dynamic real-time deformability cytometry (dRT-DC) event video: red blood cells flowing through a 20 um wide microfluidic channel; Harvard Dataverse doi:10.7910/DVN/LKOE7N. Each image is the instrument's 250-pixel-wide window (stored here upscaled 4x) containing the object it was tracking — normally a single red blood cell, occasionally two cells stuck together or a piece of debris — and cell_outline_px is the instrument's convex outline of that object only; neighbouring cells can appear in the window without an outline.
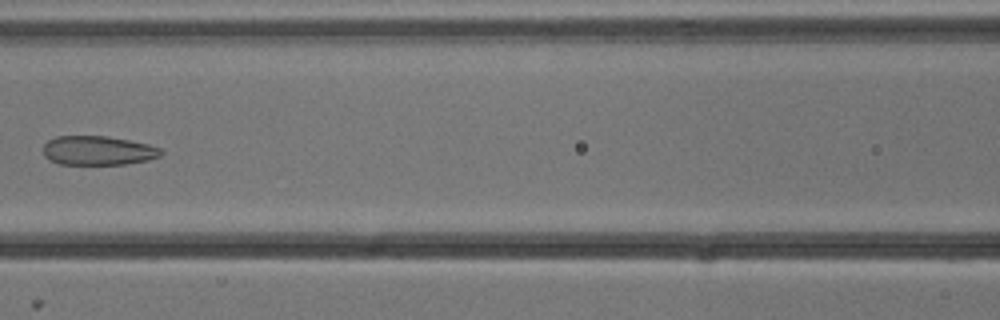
{"species": "common noctule bat (a hibernating species)", "species_latin": "Nyctalus noctula", "temperature_condition": "cold", "stored_images_in_passage": 8, "camera_frame_rate_fps": 3000, "um_per_image_px": 0.085, "animal": {"sex": "male", "body_mass_g": 13.3}, "frame": {"image": 1, "passage_image": 7, "time_ms": 2.0, "image_size_px": [1000, 320], "cell_outline_px": [[164, 152], [160, 156], [148, 160], [124, 164], [60, 164], [48, 160], [44, 156], [44, 144], [48, 140], [56, 136], [104, 136], [128, 140], [148, 144], [160, 148]], "centroid_in_image_um": [8.32, 12.8], "position_along_channel_um": 158.3, "area_um2": 20.0}}
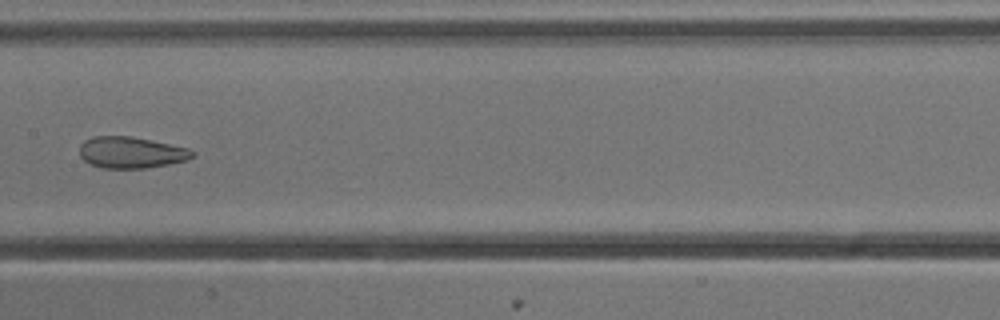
{"frame": {"image": 2, "passage_image": 8, "time_ms": 2.333, "image_size_px": [1000, 320], "cell_outline_px": [[196, 156], [188, 160], [168, 164], [144, 168], [100, 168], [84, 160], [80, 156], [80, 144], [84, 140], [92, 136], [128, 136], [188, 148], [196, 152]], "centroid_in_image_um": [11.14, 12.96], "position_along_channel_um": 196.3, "area_um2": 20.58}}